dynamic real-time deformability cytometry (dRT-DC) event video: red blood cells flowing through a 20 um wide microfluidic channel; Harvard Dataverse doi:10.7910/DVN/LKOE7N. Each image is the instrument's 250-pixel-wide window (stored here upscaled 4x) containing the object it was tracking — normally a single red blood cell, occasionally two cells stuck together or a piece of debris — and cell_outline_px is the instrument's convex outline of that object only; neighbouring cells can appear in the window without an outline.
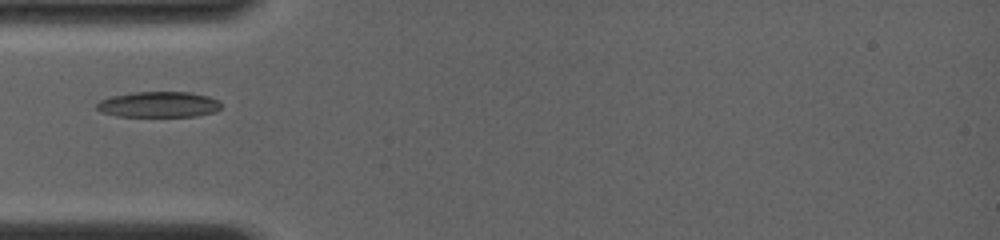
{"species": "common noctule bat (a hibernating species)", "species_latin": "Nyctalus noctula", "temperature_condition": "room temperature", "stored_images_in_passage": 60, "camera_frame_rate_fps": 4000, "um_per_image_px": 0.085, "animal": {"sex": "female", "body_mass_g": 19.0, "forearm_length_mm": 56.7}, "frame": {"image": 1, "passage_image": 1, "time_ms": 0.0, "image_size_px": [1000, 240], "cell_outline_px": [[220, 108], [216, 112], [196, 116], [116, 116], [100, 112], [96, 108], [96, 104], [100, 100], [108, 96], [132, 92], [188, 92], [208, 96], [220, 100]], "centroid_in_image_um": [13.46, 8.88], "position_along_channel_um": 71.5, "area_um2": 18.84}}
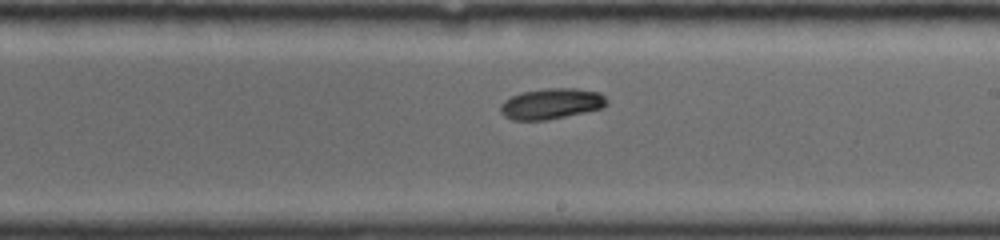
{"frame": {"image": 2, "passage_image": 26, "time_ms": 4.25, "image_size_px": [1000, 240], "cell_outline_px": [[608, 104], [600, 108], [584, 112], [548, 120], [512, 120], [504, 116], [500, 112], [500, 104], [504, 100], [520, 92], [548, 88], [576, 88], [600, 92], [608, 100]], "centroid_in_image_um": [46.85, 8.81], "position_along_channel_um": 242.2, "area_um2": 19.13}}
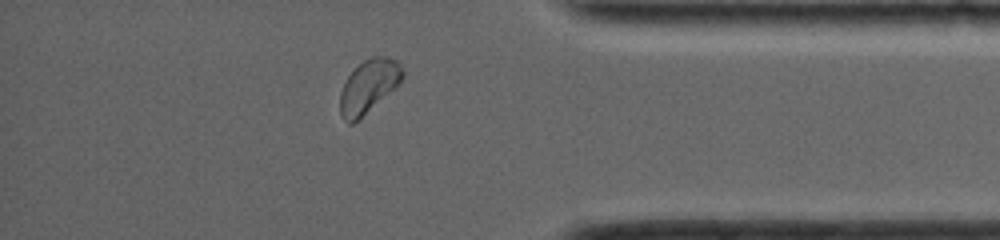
{"frame": {"image": 3, "passage_image": 51, "time_ms": 8.5, "image_size_px": [1000, 240], "cell_outline_px": [[404, 76], [360, 120], [352, 124], [348, 124], [344, 120], [340, 112], [340, 92], [348, 76], [364, 60], [372, 56], [384, 56], [396, 60], [400, 64], [404, 72]], "centroid_in_image_um": [31.3, 7.35], "position_along_channel_um": 403.9, "area_um2": 18.96}}